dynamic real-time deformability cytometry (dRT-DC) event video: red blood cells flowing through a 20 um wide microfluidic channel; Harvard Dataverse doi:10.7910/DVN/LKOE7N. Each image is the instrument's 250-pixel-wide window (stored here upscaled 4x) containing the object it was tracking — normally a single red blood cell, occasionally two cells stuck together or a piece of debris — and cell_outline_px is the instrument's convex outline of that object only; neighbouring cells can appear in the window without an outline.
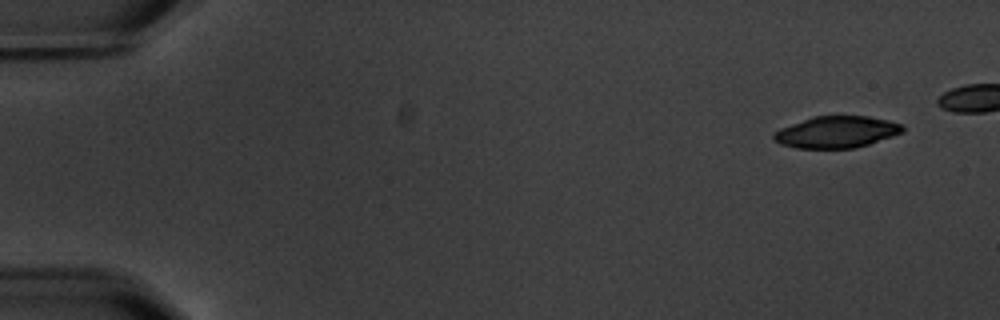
{"species": "common noctule bat (a hibernating species)", "species_latin": "Nyctalus noctula", "temperature_condition": "warm", "stored_images_in_passage": 6, "camera_frame_rate_fps": 3000, "um_per_image_px": 0.085, "animal": {"sex": "male", "body_mass_g": 20.1, "forearm_length_mm": 53.5}, "frame": {"image": 1, "passage_image": 1, "time_ms": 0.0, "image_size_px": [1000, 320], "cell_outline_px": [[904, 132], [868, 144], [852, 148], [796, 148], [780, 144], [772, 140], [772, 136], [780, 128], [812, 116], [868, 116], [888, 120], [904, 124]], "centroid_in_image_um": [71.1, 11.22], "position_along_channel_um": 13.9, "area_um2": 23.81}}